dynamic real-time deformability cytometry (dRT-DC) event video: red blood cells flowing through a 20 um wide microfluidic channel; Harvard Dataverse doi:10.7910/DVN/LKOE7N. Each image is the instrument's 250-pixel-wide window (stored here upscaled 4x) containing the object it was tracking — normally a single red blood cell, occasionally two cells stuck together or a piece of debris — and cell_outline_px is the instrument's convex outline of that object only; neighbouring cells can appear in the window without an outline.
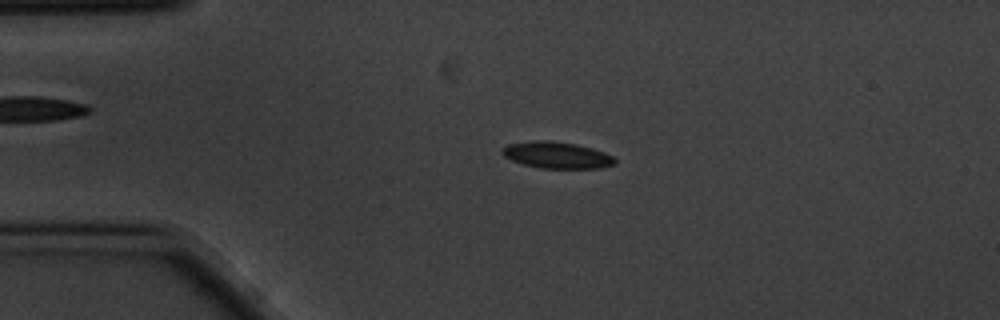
{"species": "common noctule bat (a hibernating species)", "species_latin": "Nyctalus noctula", "temperature_condition": "cold", "stored_images_in_passage": 3, "camera_frame_rate_fps": 3000, "um_per_image_px": 0.085, "animal": {"sex": "male", "body_mass_g": 20.1, "forearm_length_mm": 53.5}, "frame": {"image": 1, "passage_image": 3, "time_ms": 0.667, "image_size_px": [1000, 320], "cell_outline_px": [[616, 164], [600, 168], [540, 168], [524, 164], [512, 160], [504, 156], [500, 152], [508, 144], [532, 140], [544, 140], [576, 144], [592, 148], [604, 152], [612, 156], [616, 160]], "centroid_in_image_um": [47.33, 13.18], "position_along_channel_um": 37.7, "area_um2": 17.34}}